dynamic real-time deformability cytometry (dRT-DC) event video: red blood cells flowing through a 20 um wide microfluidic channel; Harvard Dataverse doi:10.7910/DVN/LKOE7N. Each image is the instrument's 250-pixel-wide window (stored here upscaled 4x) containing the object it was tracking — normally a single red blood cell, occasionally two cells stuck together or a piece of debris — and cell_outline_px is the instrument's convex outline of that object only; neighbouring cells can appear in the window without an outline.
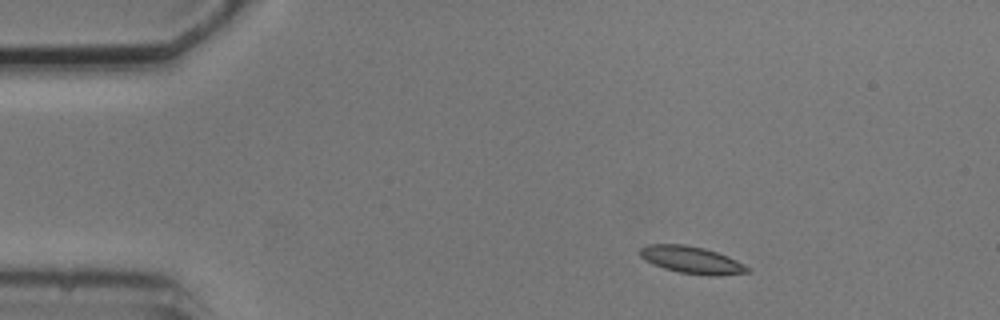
{"species": "common noctule bat (a hibernating species)", "species_latin": "Nyctalus noctula", "temperature_condition": "cold", "stored_images_in_passage": 4, "camera_frame_rate_fps": 3000, "um_per_image_px": 0.085, "animal": {"sex": "male", "body_mass_g": 20.5, "forearm_length_mm": 52.5}, "frame": {"image": 1, "passage_image": 1, "time_ms": 0.0, "image_size_px": [1000, 320], "cell_outline_px": [[752, 272], [712, 276], [680, 272], [664, 268], [652, 264], [640, 256], [640, 248], [648, 244], [684, 244], [704, 248], [728, 256], [752, 268]], "centroid_in_image_um": [58.82, 22.09], "position_along_channel_um": 26.2, "area_um2": 16.99}}